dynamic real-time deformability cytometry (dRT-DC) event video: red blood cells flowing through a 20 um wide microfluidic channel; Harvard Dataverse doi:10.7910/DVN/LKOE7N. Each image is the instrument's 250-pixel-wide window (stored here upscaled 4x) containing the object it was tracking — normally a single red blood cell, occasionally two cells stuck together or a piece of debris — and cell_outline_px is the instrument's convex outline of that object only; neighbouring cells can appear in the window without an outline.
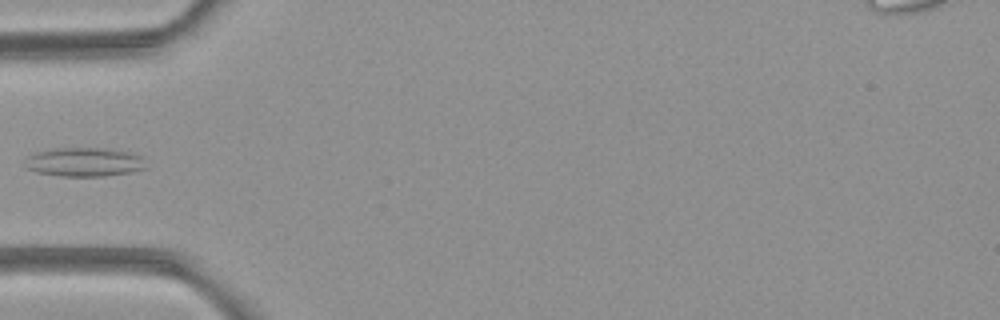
{"species": "common noctule bat (a hibernating species)", "species_latin": "Nyctalus noctula", "temperature_condition": "room temperature", "stored_images_in_passage": 4, "camera_frame_rate_fps": 3000, "um_per_image_px": 0.085, "animal": {"sex": "female", "body_mass_g": 21.9}, "frame": {"image": 1, "passage_image": 4, "time_ms": 4.0, "image_size_px": [1000, 320], "cell_outline_px": [[148, 168], [128, 172], [104, 176], [60, 176], [36, 172], [24, 168], [24, 160], [28, 156], [36, 152], [52, 148], [104, 148], [128, 152], [140, 156]], "centroid_in_image_um": [7.1, 13.77], "position_along_channel_um": 77.9, "area_um2": 20.46}}